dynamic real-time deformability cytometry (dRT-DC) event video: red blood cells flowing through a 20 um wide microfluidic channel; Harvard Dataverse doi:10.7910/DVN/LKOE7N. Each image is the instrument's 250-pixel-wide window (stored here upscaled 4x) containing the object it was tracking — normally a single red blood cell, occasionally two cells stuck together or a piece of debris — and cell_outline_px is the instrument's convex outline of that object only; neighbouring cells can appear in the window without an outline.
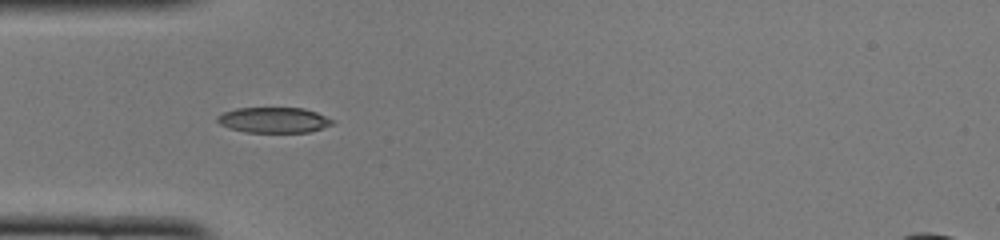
{"species": "common noctule bat (a hibernating species)", "species_latin": "Nyctalus noctula", "temperature_condition": "cold", "stored_images_in_passage": 39, "camera_frame_rate_fps": 3000, "um_per_image_px": 0.085, "animal": {"sex": "female", "body_mass_g": 22.0, "forearm_length_mm": 56.7}, "frame": {"image": 1, "passage_image": 4, "time_ms": 1.0, "image_size_px": [1000, 240], "cell_outline_px": [[336, 124], [308, 132], [244, 132], [228, 128], [220, 124], [216, 120], [216, 116], [224, 112], [236, 108], [304, 108], [316, 112], [336, 120]], "centroid_in_image_um": [23.29, 10.2], "position_along_channel_um": 61.7, "area_um2": 17.28}}
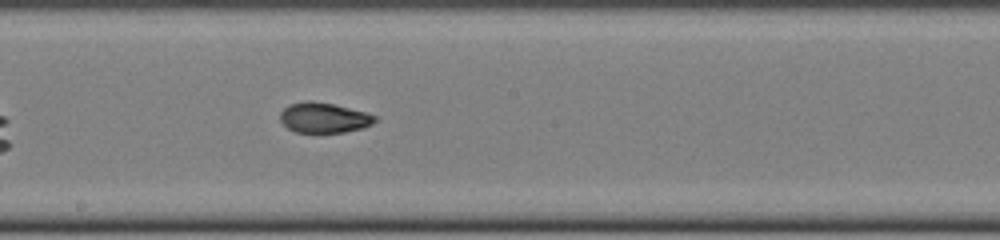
{"frame": {"image": 2, "passage_image": 16, "time_ms": 5.0, "image_size_px": [1000, 240], "cell_outline_px": [[380, 120], [364, 128], [344, 132], [296, 132], [288, 128], [280, 120], [280, 112], [288, 104], [308, 100], [312, 100], [332, 104], [364, 112], [376, 116]], "centroid_in_image_um": [27.54, 10.0], "position_along_channel_um": 220.7, "area_um2": 16.7}}
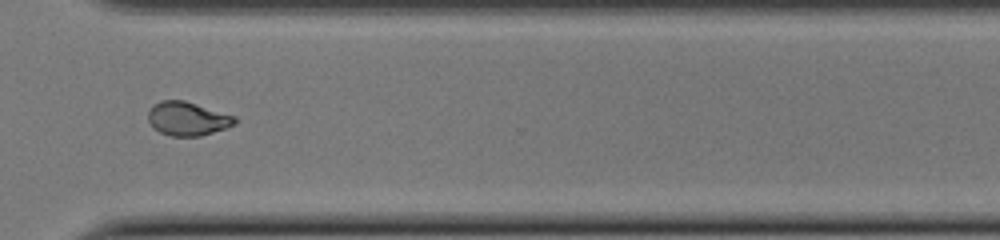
{"frame": {"image": 3, "passage_image": 26, "time_ms": 8.333, "image_size_px": [1000, 240], "cell_outline_px": [[236, 124], [228, 128], [200, 136], [172, 136], [160, 132], [148, 120], [148, 112], [160, 100], [184, 100], [236, 116]], "centroid_in_image_um": [15.99, 10.09], "position_along_channel_um": 354.6, "area_um2": 16.94}, "authors_computed_cell_mechanics": {"area_um2": 17.34, "velocity_mm_per_s": 3.9997, "shape_relaxation_time_tau1_ms": null, "shape_relaxation_time_tau2_ms": 1.3937, "deformation_change_tau1": null, "deformation_change_tau2": 0.055}}